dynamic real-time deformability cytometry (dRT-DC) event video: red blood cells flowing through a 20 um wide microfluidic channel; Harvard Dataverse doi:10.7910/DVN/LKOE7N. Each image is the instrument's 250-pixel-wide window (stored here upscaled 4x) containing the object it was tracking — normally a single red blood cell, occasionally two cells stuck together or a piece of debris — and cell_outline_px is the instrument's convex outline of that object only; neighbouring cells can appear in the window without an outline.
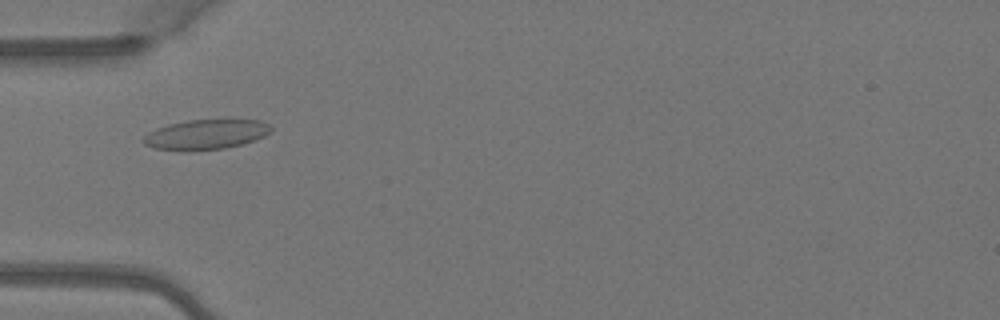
{"species": "Egyptian fruit bat (a non-hibernating species)", "species_latin": "Rousettus aegyptiacus", "temperature_condition": "warm", "stored_images_in_passage": 5, "camera_frame_rate_fps": 3000, "um_per_image_px": 0.085, "animal": {"sex": "female"}, "frame": {"image": 1, "passage_image": 4, "time_ms": 1.0, "image_size_px": [1000, 320], "cell_outline_px": [[272, 132], [264, 136], [240, 144], [224, 148], [192, 152], [184, 152], [152, 148], [144, 144], [140, 140], [148, 132], [156, 128], [168, 124], [188, 120], [260, 120], [268, 124], [272, 128]], "centroid_in_image_um": [17.42, 11.45], "position_along_channel_um": 67.6, "area_um2": 22.54}}
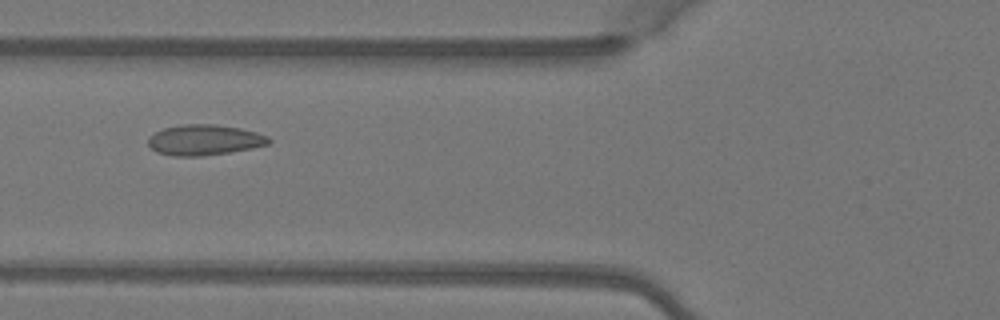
{"frame": {"image": 2, "passage_image": 5, "time_ms": 1.333, "image_size_px": [1000, 320], "cell_outline_px": [[272, 140], [268, 144], [252, 148], [204, 156], [172, 156], [156, 152], [148, 144], [148, 136], [164, 128], [180, 124], [216, 124], [240, 128], [256, 132], [268, 136]], "centroid_in_image_um": [17.36, 11.89], "position_along_channel_um": 108.4, "area_um2": 21.56}}